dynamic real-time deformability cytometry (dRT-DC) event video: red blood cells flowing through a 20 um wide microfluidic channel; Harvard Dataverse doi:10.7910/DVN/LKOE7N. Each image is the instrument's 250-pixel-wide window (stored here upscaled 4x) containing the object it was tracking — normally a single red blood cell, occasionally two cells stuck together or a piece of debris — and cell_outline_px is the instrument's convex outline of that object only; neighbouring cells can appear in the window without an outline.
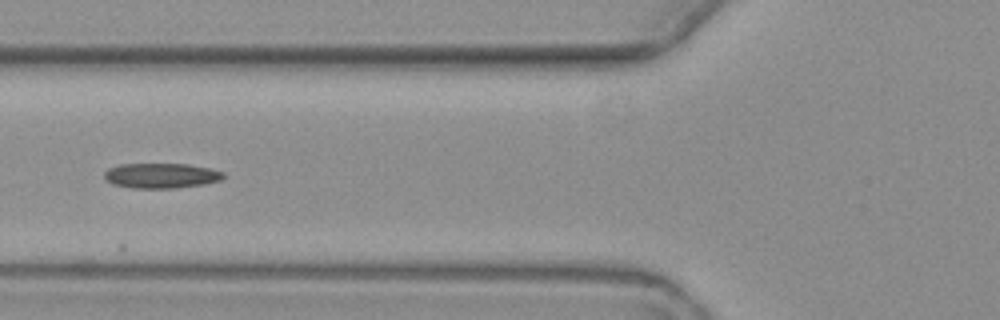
{"species": "common noctule bat (a hibernating species)", "species_latin": "Nyctalus noctula", "temperature_condition": "warm", "stored_images_in_passage": 6, "camera_frame_rate_fps": 3000, "um_per_image_px": 0.085, "animal": {"sex": "female", "body_mass_g": 19.3, "forearm_length_mm": 54.1}, "frame": {"image": 1, "passage_image": 6, "time_ms": 5.667, "image_size_px": [1000, 320], "cell_outline_px": [[224, 176], [220, 180], [204, 184], [176, 188], [132, 188], [112, 184], [104, 180], [104, 172], [108, 168], [120, 164], [188, 164], [212, 168], [224, 172]], "centroid_in_image_um": [13.68, 14.93], "position_along_channel_um": 112.1, "area_um2": 17.57}}